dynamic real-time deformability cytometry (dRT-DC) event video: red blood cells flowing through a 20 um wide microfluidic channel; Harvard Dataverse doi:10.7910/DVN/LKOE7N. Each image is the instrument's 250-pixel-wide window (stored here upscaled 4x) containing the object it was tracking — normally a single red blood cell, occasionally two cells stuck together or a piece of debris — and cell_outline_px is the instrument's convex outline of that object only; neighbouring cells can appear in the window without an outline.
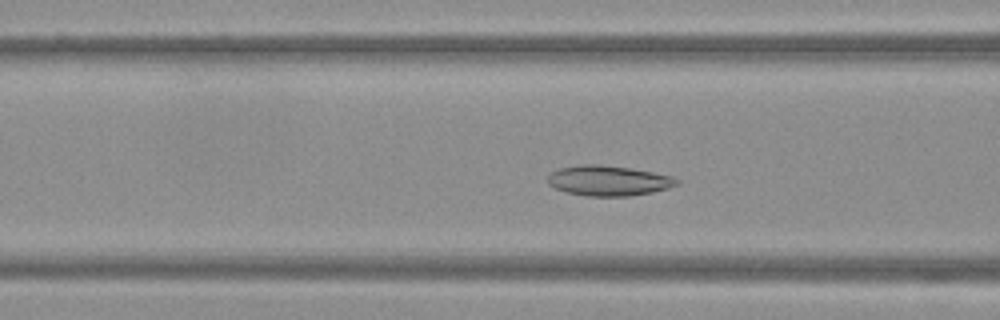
{"species": "Egyptian fruit bat (a non-hibernating species)", "species_latin": "Rousettus aegyptiacus", "temperature_condition": "warm", "stored_images_in_passage": 46, "camera_frame_rate_fps": 3000, "um_per_image_px": 0.085, "frame": {"image": 1, "passage_image": 16, "time_ms": 5.0, "image_size_px": [1000, 320], "cell_outline_px": [[680, 184], [668, 188], [652, 192], [628, 196], [588, 196], [568, 192], [556, 188], [548, 184], [548, 176], [552, 172], [560, 168], [580, 164], [596, 164], [632, 168], [672, 176], [680, 180]], "centroid_in_image_um": [51.75, 15.35], "position_along_channel_um": 114.8, "area_um2": 22.66}}
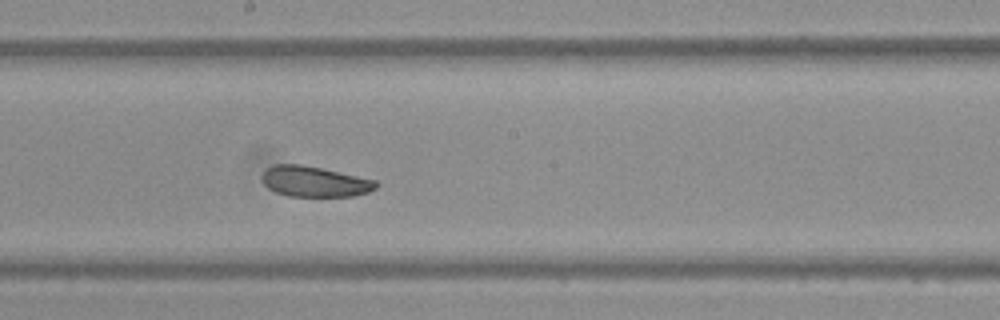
{"frame": {"image": 2, "passage_image": 24, "time_ms": 7.667, "image_size_px": [1000, 320], "cell_outline_px": [[380, 184], [376, 188], [368, 192], [352, 196], [288, 196], [276, 192], [268, 188], [260, 180], [260, 176], [268, 168], [276, 164], [300, 164], [320, 168], [376, 180]], "centroid_in_image_um": [26.72, 15.44], "position_along_channel_um": 221.5, "area_um2": 20.23}}
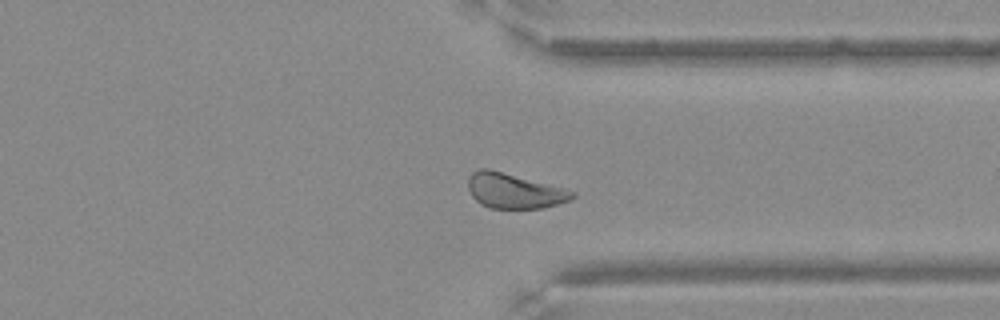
{"frame": {"image": 3, "passage_image": 35, "time_ms": 11.333, "image_size_px": [1000, 320], "cell_outline_px": [[576, 196], [572, 200], [544, 208], [488, 208], [480, 204], [472, 196], [468, 188], [468, 176], [472, 172], [480, 168], [488, 168], [576, 192]], "centroid_in_image_um": [43.68, 16.23], "position_along_channel_um": 367.7, "area_um2": 21.15}}